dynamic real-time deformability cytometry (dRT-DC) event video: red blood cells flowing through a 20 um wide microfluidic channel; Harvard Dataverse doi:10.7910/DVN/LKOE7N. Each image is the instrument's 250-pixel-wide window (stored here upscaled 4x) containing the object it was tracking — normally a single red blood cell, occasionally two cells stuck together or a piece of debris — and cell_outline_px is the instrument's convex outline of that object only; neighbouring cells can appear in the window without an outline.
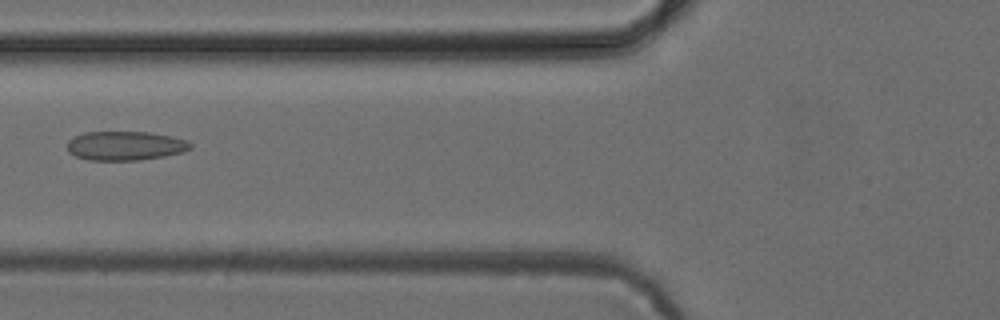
{"species": "common noctule bat (a hibernating species)", "species_latin": "Nyctalus noctula", "temperature_condition": "cold", "stored_images_in_passage": 6, "camera_frame_rate_fps": 3000, "um_per_image_px": 0.085, "animal": {"sex": "female", "body_mass_g": 24.6, "forearm_length_mm": 56.2}, "frame": {"image": 1, "passage_image": 6, "time_ms": 5.667, "image_size_px": [1000, 320], "cell_outline_px": [[192, 148], [180, 152], [164, 156], [136, 160], [88, 160], [76, 156], [68, 152], [68, 140], [84, 132], [148, 132], [172, 136], [188, 140], [192, 144]], "centroid_in_image_um": [10.65, 12.38], "position_along_channel_um": 115.2, "area_um2": 20.81}}